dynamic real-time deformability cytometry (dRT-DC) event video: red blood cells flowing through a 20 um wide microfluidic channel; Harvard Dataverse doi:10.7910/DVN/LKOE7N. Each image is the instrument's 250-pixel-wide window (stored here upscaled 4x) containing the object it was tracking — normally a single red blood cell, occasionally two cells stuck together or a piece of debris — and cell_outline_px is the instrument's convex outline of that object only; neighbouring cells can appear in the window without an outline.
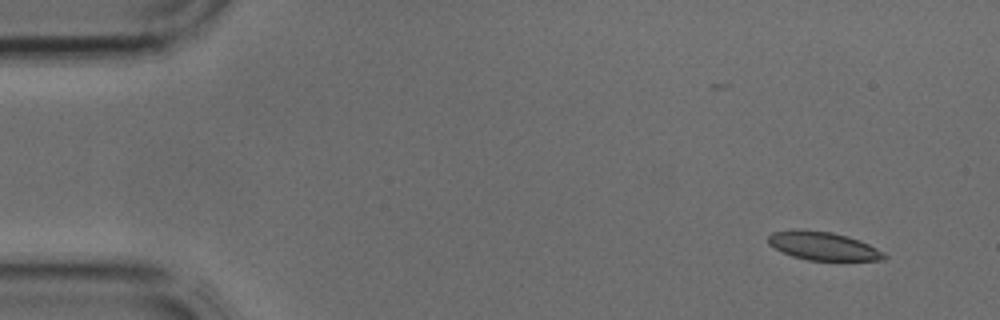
{"species": "common noctule bat (a hibernating species)", "species_latin": "Nyctalus noctula", "temperature_condition": "cold", "stored_images_in_passage": 4, "segment_of_instrument_passage": [2, 2], "camera_frame_rate_fps": 3000, "um_per_image_px": 0.085, "animal": {"sex": "male", "body_mass_g": 17.9, "forearm_length_mm": 54.2}, "frame": {"image": 1, "passage_image": 4, "time_ms": 1.0, "image_size_px": [1000, 320], "cell_outline_px": [[888, 256], [884, 260], [808, 260], [792, 256], [768, 244], [768, 236], [772, 232], [832, 232], [848, 236], [860, 240], [884, 252]], "centroid_in_image_um": [70.05, 20.95], "position_along_channel_um": 14.9, "area_um2": 18.38}}